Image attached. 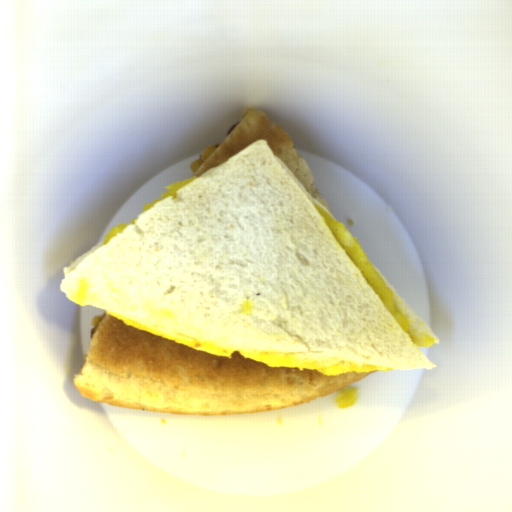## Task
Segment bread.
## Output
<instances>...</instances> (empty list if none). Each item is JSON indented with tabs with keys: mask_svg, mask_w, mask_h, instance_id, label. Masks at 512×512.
<instances>
[{
	"mask_svg": "<svg viewBox=\"0 0 512 512\" xmlns=\"http://www.w3.org/2000/svg\"><path fill=\"white\" fill-rule=\"evenodd\" d=\"M175 195L64 267L66 298L226 347L436 368V334L373 265L400 327L266 140Z\"/></svg>",
	"mask_w": 512,
	"mask_h": 512,
	"instance_id": "bread-1",
	"label": "bread"
}]
</instances>
